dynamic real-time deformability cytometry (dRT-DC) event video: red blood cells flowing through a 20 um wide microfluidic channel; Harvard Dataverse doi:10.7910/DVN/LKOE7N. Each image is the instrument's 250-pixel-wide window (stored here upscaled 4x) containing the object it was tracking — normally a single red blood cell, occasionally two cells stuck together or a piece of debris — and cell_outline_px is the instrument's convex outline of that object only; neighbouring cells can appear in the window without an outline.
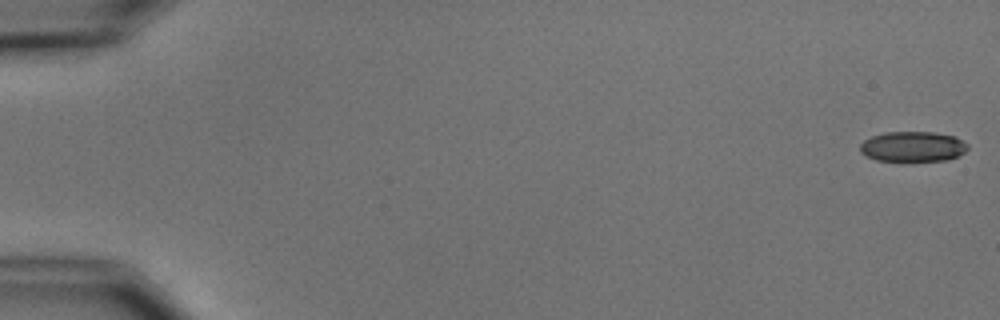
{"species": "common noctule bat (a hibernating species)", "species_latin": "Nyctalus noctula", "temperature_condition": "cold", "stored_images_in_passage": 7, "camera_frame_rate_fps": 3000, "um_per_image_px": 0.085, "animal": {"sex": "male", "body_mass_g": 15.6}, "frame": {"image": 1, "passage_image": 1, "time_ms": 0.0, "image_size_px": [1000, 320], "cell_outline_px": [[968, 148], [964, 152], [948, 160], [900, 164], [876, 160], [860, 152], [860, 144], [864, 140], [872, 136], [884, 132], [932, 132], [956, 136], [968, 144]], "centroid_in_image_um": [77.57, 12.51], "position_along_channel_um": 7.4, "area_um2": 19.83}}
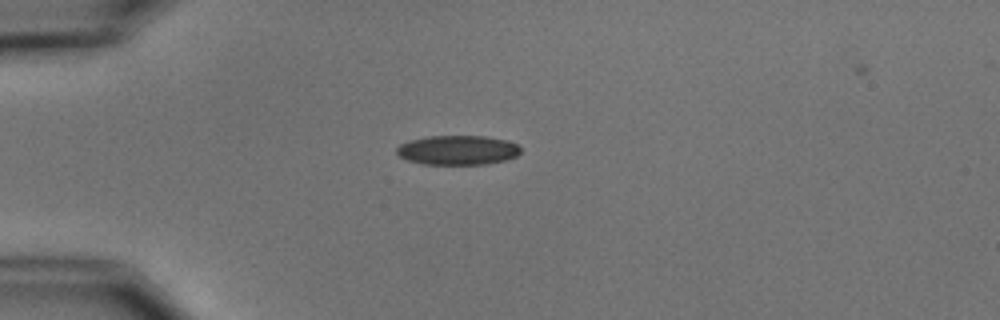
{"frame": {"image": 2, "passage_image": 5, "time_ms": 4.667, "image_size_px": [1000, 320], "cell_outline_px": [[520, 152], [516, 156], [504, 160], [484, 164], [420, 164], [408, 160], [400, 156], [396, 152], [396, 148], [400, 144], [408, 140], [428, 136], [484, 136], [508, 140], [516, 144], [520, 148]], "centroid_in_image_um": [38.87, 12.75], "position_along_channel_um": 46.1, "area_um2": 21.27}}